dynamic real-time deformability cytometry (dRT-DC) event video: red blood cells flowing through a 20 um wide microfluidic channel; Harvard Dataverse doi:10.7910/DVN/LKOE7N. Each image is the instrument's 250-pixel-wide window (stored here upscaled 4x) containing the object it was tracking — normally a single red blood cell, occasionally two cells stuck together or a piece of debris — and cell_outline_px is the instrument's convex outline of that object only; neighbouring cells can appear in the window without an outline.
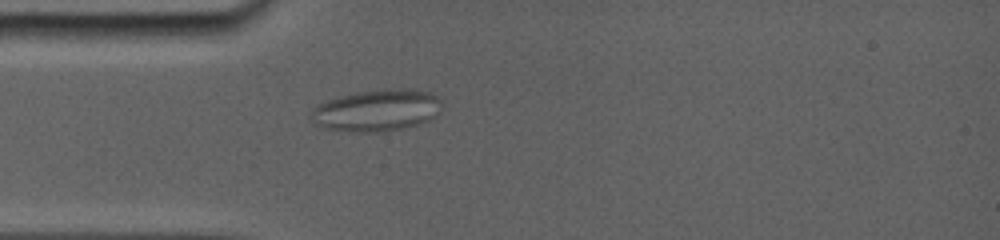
{"species": "common noctule bat (a hibernating species)", "species_latin": "Nyctalus noctula", "temperature_condition": "room temperature", "stored_images_in_passage": 47, "camera_frame_rate_fps": 5000, "um_per_image_px": 0.085, "animal": {"sex": "female", "body_mass_g": 19.0, "forearm_length_mm": 56.7}, "frame": {"image": 1, "passage_image": 2, "time_ms": 0.6, "image_size_px": [1000, 240], "cell_outline_px": [[440, 104], [432, 116], [428, 120], [416, 124], [388, 128], [340, 128], [320, 124], [312, 116], [312, 108], [328, 100], [340, 96], [356, 92], [384, 88], [412, 88], [432, 92], [440, 96]], "centroid_in_image_um": [32.13, 9.24], "position_along_channel_um": 52.9, "area_um2": 29.54}}
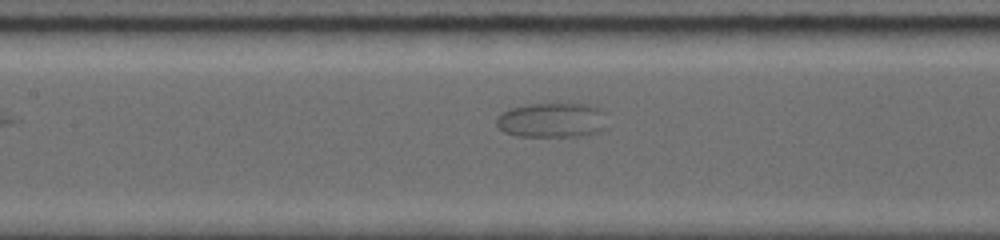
{"frame": {"image": 2, "passage_image": 13, "time_ms": 3.8, "image_size_px": [1000, 240], "cell_outline_px": [[596, 112], [588, 132], [568, 136], [520, 136], [504, 132], [496, 124], [496, 120], [504, 112], [512, 108], [528, 104], [592, 104], [596, 108]], "centroid_in_image_um": [46.54, 10.18], "position_along_channel_um": 160.9, "area_um2": 20.0}}
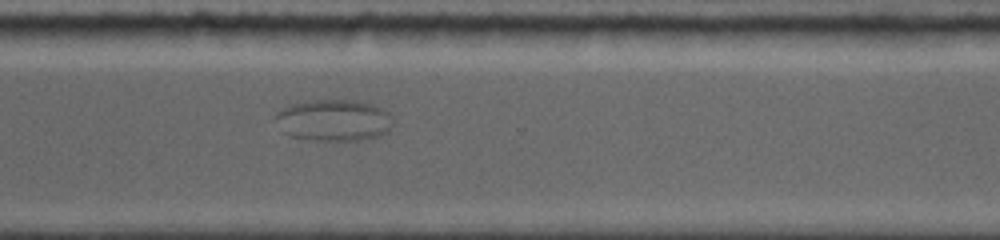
{"frame": {"image": 3, "passage_image": 31, "time_ms": 9.0, "image_size_px": [1000, 240], "cell_outline_px": [[392, 124], [384, 132], [376, 136], [364, 140], [316, 140], [288, 136], [284, 132], [276, 116], [276, 112], [288, 104], [316, 100], [352, 100], [372, 104], [388, 112], [392, 116]], "centroid_in_image_um": [28.36, 10.21], "position_along_channel_um": 342.2, "area_um2": 28.09}}